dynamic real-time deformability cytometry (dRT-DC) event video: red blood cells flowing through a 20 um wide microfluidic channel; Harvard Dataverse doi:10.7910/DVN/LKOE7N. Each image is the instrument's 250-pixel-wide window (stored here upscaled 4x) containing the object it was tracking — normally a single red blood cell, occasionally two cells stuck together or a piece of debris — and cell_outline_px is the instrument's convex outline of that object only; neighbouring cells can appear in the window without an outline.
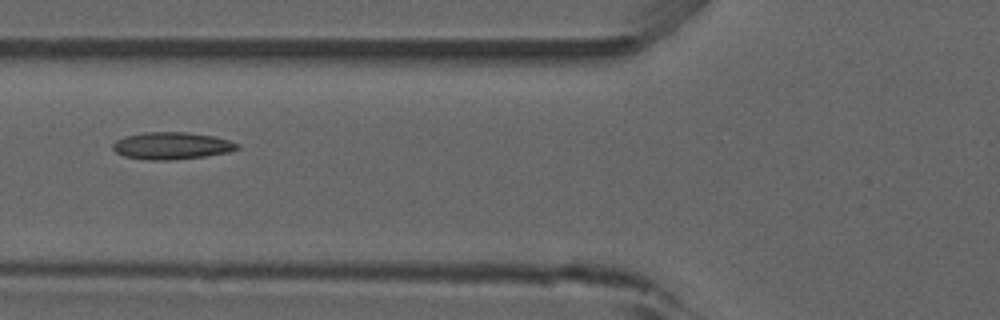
{"species": "common noctule bat (a hibernating species)", "species_latin": "Nyctalus noctula", "temperature_condition": "room temperature", "stored_images_in_passage": 3, "camera_frame_rate_fps": 3000, "um_per_image_px": 0.085, "animal": {"sex": "male", "forearm_length_mm": 52.5}, "frame": {"image": 1, "passage_image": 2, "time_ms": 1.333, "image_size_px": [1000, 320], "cell_outline_px": [[240, 148], [232, 152], [204, 156], [172, 160], [148, 160], [124, 156], [116, 152], [112, 148], [112, 144], [116, 140], [124, 136], [144, 132], [188, 132], [212, 136], [228, 140], [240, 144]], "centroid_in_image_um": [14.6, 12.39], "position_along_channel_um": 111.2, "area_um2": 19.83}}
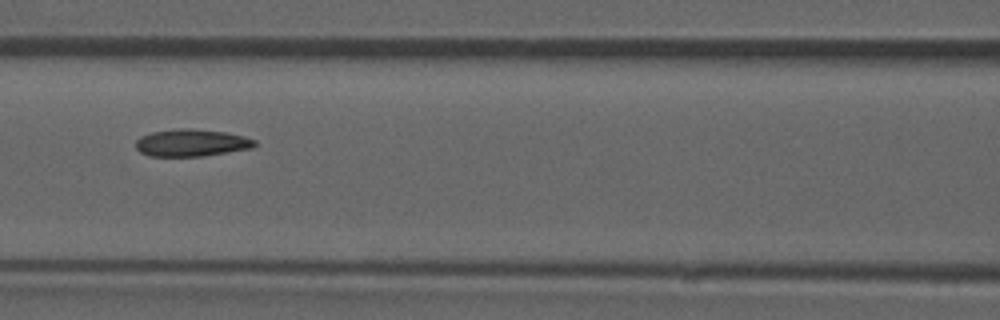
{"frame": {"image": 2, "passage_image": 3, "time_ms": 2.333, "image_size_px": [1000, 320], "cell_outline_px": [[256, 144], [252, 148], [204, 156], [148, 156], [140, 152], [136, 148], [136, 140], [140, 136], [152, 132], [176, 128], [192, 128], [224, 132], [244, 136], [256, 140]], "centroid_in_image_um": [16.26, 12.13], "position_along_channel_um": 150.3, "area_um2": 18.96}}